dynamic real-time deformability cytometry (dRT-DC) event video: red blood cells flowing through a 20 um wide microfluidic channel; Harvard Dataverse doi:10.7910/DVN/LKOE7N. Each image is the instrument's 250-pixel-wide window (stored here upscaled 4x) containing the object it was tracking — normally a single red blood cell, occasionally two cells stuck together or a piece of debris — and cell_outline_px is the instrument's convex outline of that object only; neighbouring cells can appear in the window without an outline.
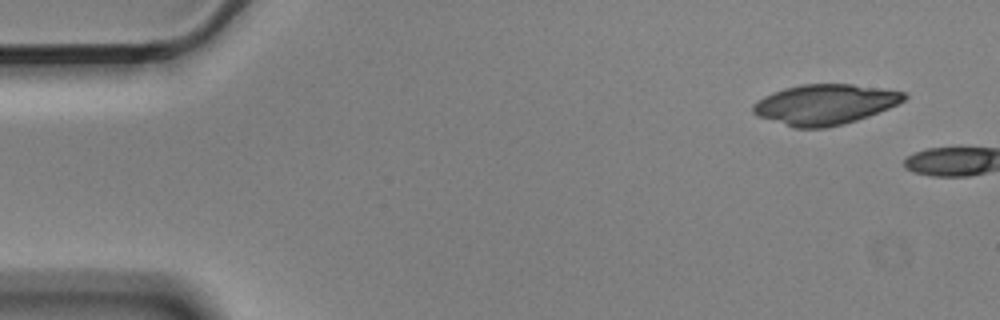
{"species": "Egyptian fruit bat (a non-hibernating species)", "species_latin": "Rousettus aegyptiacus", "temperature_condition": "cold", "stored_images_in_passage": 2, "camera_frame_rate_fps": 3000, "um_per_image_px": 0.085, "animal": {"sex": "male"}, "frame": {"image": 1, "passage_image": 1, "time_ms": 0.0, "image_size_px": [1000, 320], "cell_outline_px": [[908, 96], [904, 100], [888, 108], [868, 116], [844, 124], [824, 128], [792, 128], [756, 116], [752, 112], [752, 104], [764, 96], [772, 92], [784, 88], [800, 84], [852, 84], [908, 92]], "centroid_in_image_um": [70.08, 8.88], "position_along_channel_um": 14.9, "area_um2": 35.66}}